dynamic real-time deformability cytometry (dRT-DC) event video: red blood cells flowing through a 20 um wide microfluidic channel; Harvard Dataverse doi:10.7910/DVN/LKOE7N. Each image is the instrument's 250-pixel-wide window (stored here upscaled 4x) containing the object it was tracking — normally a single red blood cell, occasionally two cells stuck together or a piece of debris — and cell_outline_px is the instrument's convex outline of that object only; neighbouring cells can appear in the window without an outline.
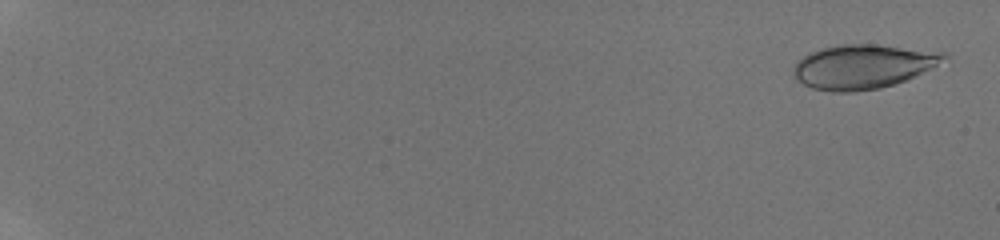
{"species": "human", "species_latin": "Homo sapiens", "temperature_condition": "room temperature", "stored_images_in_passage": 52, "camera_frame_rate_fps": 3000, "um_per_image_px": 0.085, "donor": {"sex": "male"}, "frame": {"image": 1, "passage_image": 2, "time_ms": 0.333, "image_size_px": [1000, 240], "cell_outline_px": [[948, 56], [936, 64], [904, 80], [880, 88], [856, 92], [832, 92], [812, 88], [804, 84], [792, 72], [792, 68], [796, 60], [808, 52], [840, 44], [872, 44], [944, 52]], "centroid_in_image_um": [73.25, 5.65], "position_along_channel_um": 11.7, "area_um2": 38.21}}
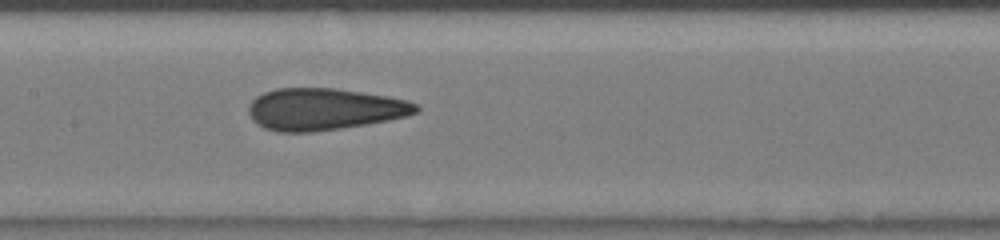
{"frame": {"image": 2, "passage_image": 30, "time_ms": 9.667, "image_size_px": [1000, 240], "cell_outline_px": [[420, 108], [416, 112], [408, 116], [388, 120], [340, 128], [312, 132], [276, 132], [264, 128], [256, 124], [252, 120], [248, 112], [248, 104], [256, 96], [264, 92], [276, 88], [332, 88], [388, 96], [408, 100], [416, 104]], "centroid_in_image_um": [27.51, 9.28], "position_along_channel_um": 179.9, "area_um2": 40.92}}
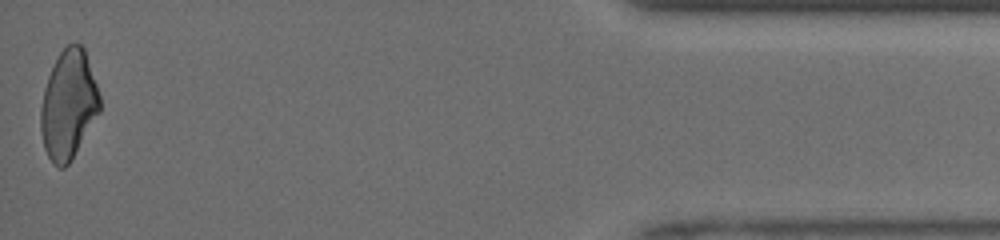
{"frame": {"image": 3, "passage_image": 52, "time_ms": 17.0, "image_size_px": [1000, 240], "cell_outline_px": [[100, 112], [68, 164], [64, 168], [60, 168], [52, 164], [44, 148], [40, 128], [40, 108], [44, 88], [48, 76], [60, 52], [68, 44], [80, 44], [84, 48], [100, 96]], "centroid_in_image_um": [5.8, 8.92], "position_along_channel_um": 429.4, "area_um2": 37.17}, "authors_computed_cell_mechanics": {"area_um2": 39.015, "velocity_mm_per_s": 4.2624, "shape_relaxation_time_tau1_ms": null, "shape_relaxation_time_tau2_ms": 1.0804, "deformation_change_tau1": null, "deformation_change_tau2": 0.0824}}